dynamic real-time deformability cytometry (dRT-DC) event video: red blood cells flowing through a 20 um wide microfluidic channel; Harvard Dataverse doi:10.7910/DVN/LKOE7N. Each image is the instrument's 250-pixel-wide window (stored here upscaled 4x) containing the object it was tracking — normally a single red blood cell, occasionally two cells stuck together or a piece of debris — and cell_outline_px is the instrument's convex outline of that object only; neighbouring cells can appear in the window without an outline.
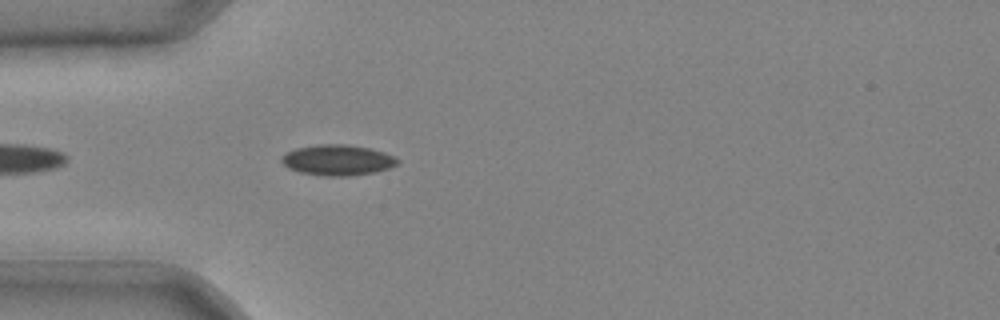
{"species": "common noctule bat (a hibernating species)", "species_latin": "Nyctalus noctula", "temperature_condition": "cold", "stored_images_in_passage": 33, "camera_frame_rate_fps": 3000, "um_per_image_px": 0.085, "animal": {"sex": "male", "body_mass_g": 20.4}, "frame": {"image": 1, "passage_image": 3, "time_ms": 0.667, "image_size_px": [1000, 320], "cell_outline_px": [[400, 164], [388, 168], [372, 172], [348, 176], [324, 176], [300, 172], [288, 168], [280, 160], [288, 152], [296, 148], [316, 144], [348, 144], [368, 148], [384, 152], [396, 156], [400, 160]], "centroid_in_image_um": [28.73, 13.6], "position_along_channel_um": 56.3, "area_um2": 20.69}}
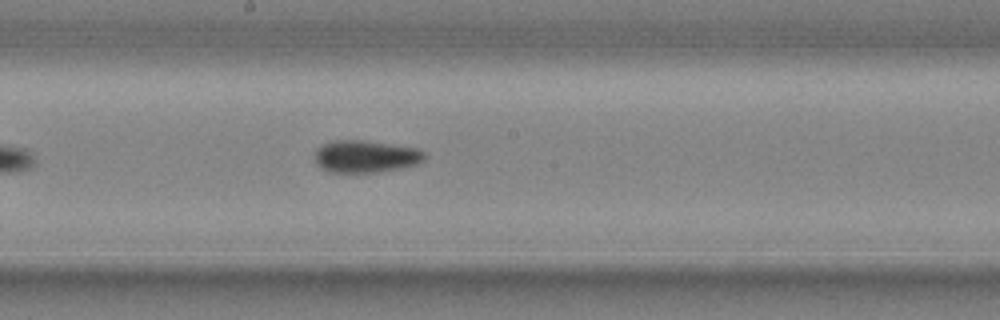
{"frame": {"image": 2, "passage_image": 14, "time_ms": 4.333, "image_size_px": [1000, 320], "cell_outline_px": [[428, 156], [424, 160], [416, 164], [400, 168], [376, 172], [328, 172], [320, 168], [316, 164], [316, 148], [320, 144], [332, 140], [364, 140], [416, 148], [424, 152]], "centroid_in_image_um": [31.05, 13.29], "position_along_channel_um": 217.2, "area_um2": 20.75}}
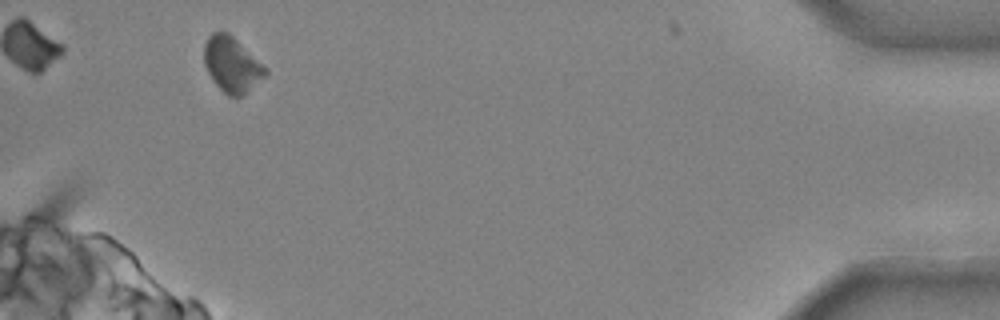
{"frame": {"image": 3, "passage_image": 31, "time_ms": 10.0, "image_size_px": [1000, 320], "cell_outline_px": [[268, 72], [244, 96], [228, 96], [216, 84], [208, 72], [204, 64], [204, 44], [208, 36], [212, 32], [228, 32], [268, 68]], "centroid_in_image_um": [19.71, 5.48], "position_along_channel_um": 415.5, "area_um2": 19.65}}